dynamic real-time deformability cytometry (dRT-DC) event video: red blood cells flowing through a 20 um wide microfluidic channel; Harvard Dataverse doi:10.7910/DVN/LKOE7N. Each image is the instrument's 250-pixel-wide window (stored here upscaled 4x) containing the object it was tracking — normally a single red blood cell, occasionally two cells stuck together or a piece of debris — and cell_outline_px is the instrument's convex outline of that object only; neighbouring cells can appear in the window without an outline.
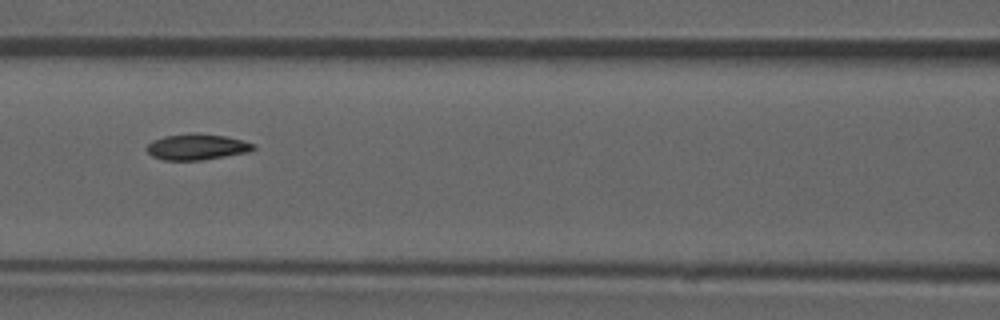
{"species": "common noctule bat (a hibernating species)", "species_latin": "Nyctalus noctula", "temperature_condition": "room temperature", "stored_images_in_passage": 52, "camera_frame_rate_fps": 3000, "um_per_image_px": 0.085, "animal": {"sex": "male", "forearm_length_mm": 52.5}, "frame": {"image": 1, "passage_image": 23, "time_ms": 7.333, "image_size_px": [1000, 320], "cell_outline_px": [[256, 148], [248, 152], [200, 160], [164, 160], [152, 156], [144, 148], [152, 140], [164, 136], [192, 132], [196, 132], [224, 136], [256, 144]], "centroid_in_image_um": [16.69, 12.47], "position_along_channel_um": 149.9, "area_um2": 16.18}, "authors_computed_cell_mechanics": {"area_um2": 16.2418, "velocity_mm_per_s": 3.9073, "shape_relaxation_time_tau1_ms": null, "shape_relaxation_time_tau2_ms": 2.4574, "deformation_change_tau1": null, "deformation_change_tau2": 0.0663}}